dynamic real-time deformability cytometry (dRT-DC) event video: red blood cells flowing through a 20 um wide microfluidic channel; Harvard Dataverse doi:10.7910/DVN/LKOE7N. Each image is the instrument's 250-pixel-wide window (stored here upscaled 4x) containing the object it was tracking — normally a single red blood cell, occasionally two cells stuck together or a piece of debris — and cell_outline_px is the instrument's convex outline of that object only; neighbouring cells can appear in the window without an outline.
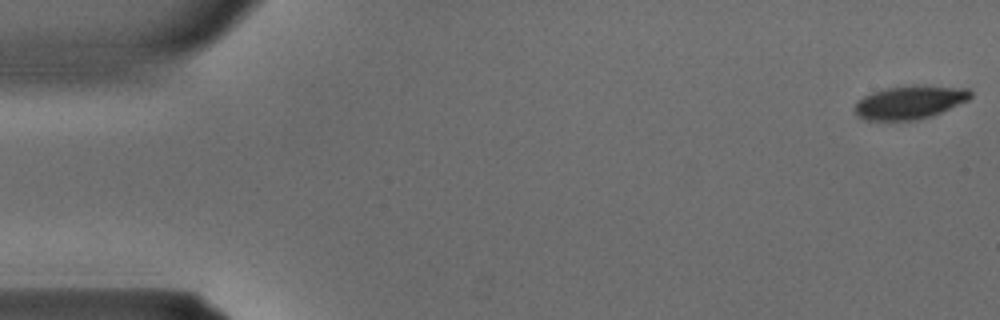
{"species": "common noctule bat (a hibernating species)", "species_latin": "Nyctalus noctula", "temperature_condition": "warm", "stored_images_in_passage": 37, "segment_of_instrument_passage": [1, 2], "camera_frame_rate_fps": 3000, "um_per_image_px": 0.085, "animal": {"sex": "male", "body_mass_g": 15.6}, "frame": {"image": 1, "passage_image": 1, "time_ms": 0.0, "image_size_px": [1000, 320], "cell_outline_px": [[972, 96], [968, 100], [932, 116], [916, 120], [864, 120], [856, 116], [852, 108], [864, 96], [872, 92], [884, 88], [916, 84], [968, 88], [972, 92]], "centroid_in_image_um": [77.32, 8.68], "position_along_channel_um": 7.7, "area_um2": 22.83}}
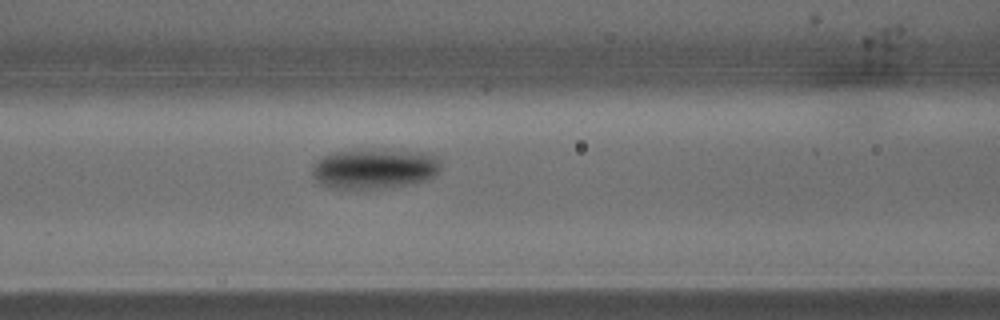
{"frame": {"image": 2, "passage_image": 15, "time_ms": 4.667, "image_size_px": [1000, 320], "cell_outline_px": [[440, 168], [436, 176], [428, 180], [408, 184], [384, 188], [332, 188], [316, 180], [312, 176], [312, 164], [320, 156], [332, 152], [360, 148], [380, 148], [424, 152], [436, 156], [440, 160]], "centroid_in_image_um": [31.83, 14.29], "position_along_channel_um": 134.8, "area_um2": 30.92}}
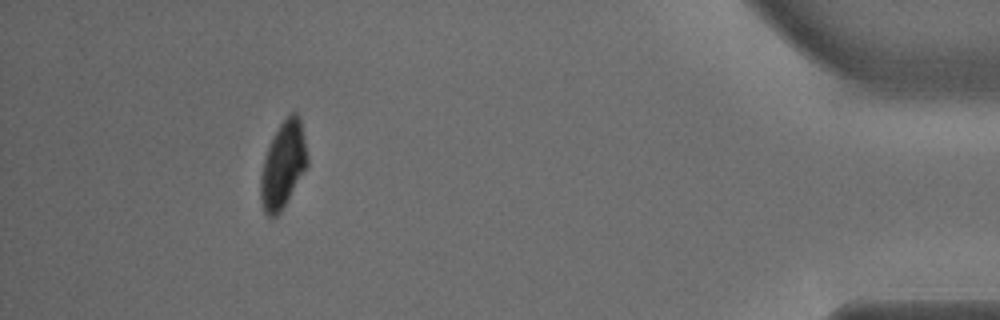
{"frame": {"image": 3, "passage_image": 33, "time_ms": 10.667, "image_size_px": [1000, 320], "cell_outline_px": [[308, 164], [288, 200], [280, 212], [276, 216], [268, 216], [264, 212], [260, 200], [260, 180], [264, 160], [268, 148], [280, 124], [292, 112], [296, 112], [300, 116], [308, 156]], "centroid_in_image_um": [24.07, 14.04], "position_along_channel_um": 411.1, "area_um2": 23.24}}